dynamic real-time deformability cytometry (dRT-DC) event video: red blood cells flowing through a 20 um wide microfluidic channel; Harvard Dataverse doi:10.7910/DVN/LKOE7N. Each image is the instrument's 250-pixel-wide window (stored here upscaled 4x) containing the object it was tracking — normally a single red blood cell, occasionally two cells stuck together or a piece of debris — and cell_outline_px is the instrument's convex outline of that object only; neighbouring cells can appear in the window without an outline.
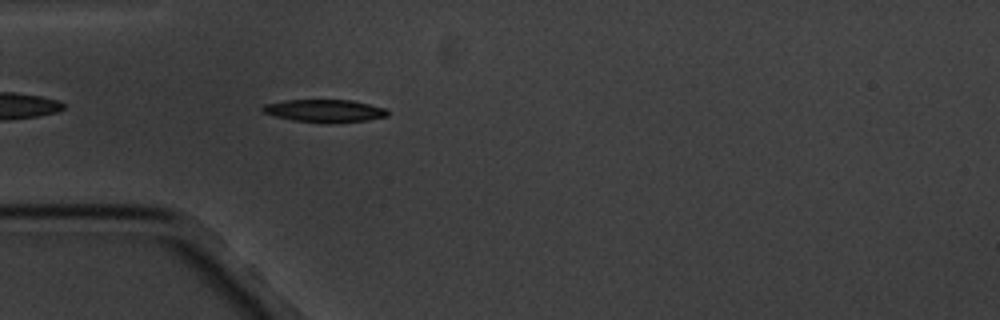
{"species": "common noctule bat (a hibernating species)", "species_latin": "Nyctalus noctula", "temperature_condition": "cold", "stored_images_in_passage": 5, "camera_frame_rate_fps": 3000, "um_per_image_px": 0.085, "animal": {"sex": "male", "body_mass_g": 20.1, "forearm_length_mm": 53.5}, "frame": {"image": 1, "passage_image": 5, "time_ms": 4.333, "image_size_px": [1000, 320], "cell_outline_px": [[388, 116], [368, 120], [328, 124], [324, 124], [292, 120], [260, 112], [260, 108], [264, 104], [284, 100], [352, 100], [384, 108], [388, 112]], "centroid_in_image_um": [27.54, 9.43], "position_along_channel_um": 57.5, "area_um2": 16.76}}